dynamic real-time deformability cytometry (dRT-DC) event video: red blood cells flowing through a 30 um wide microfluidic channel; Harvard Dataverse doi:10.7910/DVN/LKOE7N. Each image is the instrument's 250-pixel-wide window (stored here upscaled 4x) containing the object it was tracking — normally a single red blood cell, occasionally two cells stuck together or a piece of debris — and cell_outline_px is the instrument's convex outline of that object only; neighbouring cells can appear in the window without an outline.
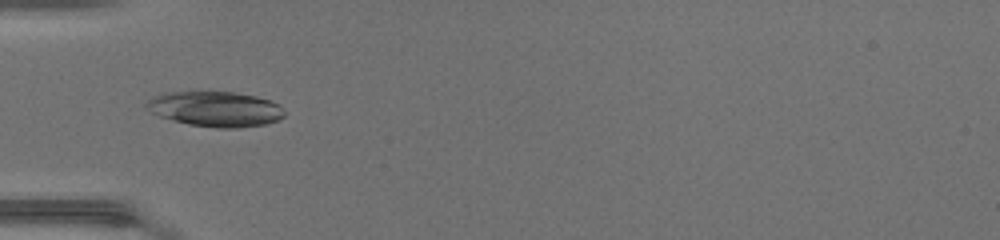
{"species": "common noctule bat (a hibernating species)", "species_latin": "Nyctalus noctula", "temperature_condition": "warm", "stored_images_in_passage": 48, "camera_frame_rate_fps": 3000, "um_per_image_px": 0.085, "animal": {"sex": "female", "body_mass_g": 17.0, "forearm_length_mm": 48.0}, "frame": {"image": 1, "passage_image": 17, "time_ms": 5.333, "image_size_px": [1000, 240], "cell_outline_px": [[284, 116], [280, 120], [268, 124], [236, 128], [216, 128], [188, 124], [172, 120], [148, 112], [144, 108], [144, 104], [152, 96], [164, 92], [232, 92], [256, 96], [272, 100], [280, 104], [284, 112]], "centroid_in_image_um": [18.3, 9.27], "position_along_channel_um": 66.7, "area_um2": 28.73}}
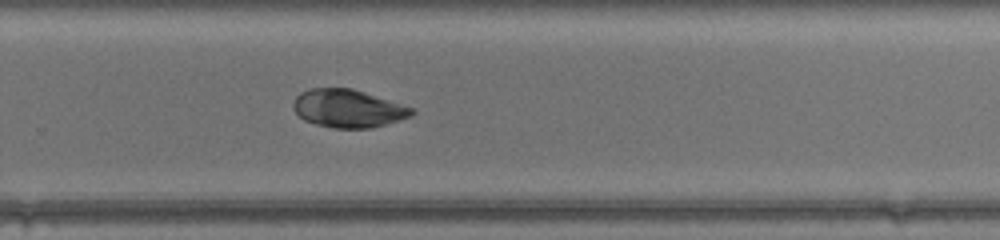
{"frame": {"image": 2, "passage_image": 33, "time_ms": 10.667, "image_size_px": [1000, 240], "cell_outline_px": [[416, 112], [412, 116], [400, 120], [372, 128], [332, 128], [316, 124], [304, 120], [292, 108], [292, 104], [296, 96], [300, 92], [312, 88], [352, 88], [416, 108]], "centroid_in_image_um": [29.61, 9.22], "position_along_channel_um": 300.2, "area_um2": 26.47}}
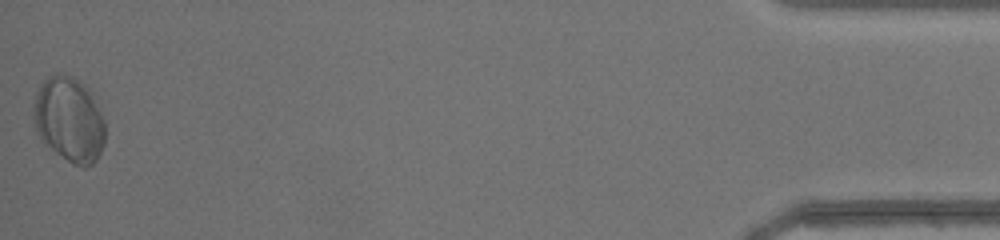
{"frame": {"image": 3, "passage_image": 48, "time_ms": 15.667, "image_size_px": [1000, 240], "cell_outline_px": [[104, 144], [96, 160], [92, 164], [84, 168], [72, 164], [56, 152], [36, 132], [32, 116], [36, 92], [40, 84], [48, 76], [56, 72], [72, 76], [80, 80], [92, 92], [104, 120]], "centroid_in_image_um": [5.88, 10.13], "position_along_channel_um": 429.3, "area_um2": 35.66}, "authors_computed_cell_mechanics": {"area_um2": 28.4376, "velocity_mm_per_s": 4.3973, "shape_relaxation_time_tau1_ms": 2.9078, "shape_relaxation_time_tau2_ms": 2.5363, "deformation_change_tau1": 0.1156, "deformation_change_tau2": 0.0595}}